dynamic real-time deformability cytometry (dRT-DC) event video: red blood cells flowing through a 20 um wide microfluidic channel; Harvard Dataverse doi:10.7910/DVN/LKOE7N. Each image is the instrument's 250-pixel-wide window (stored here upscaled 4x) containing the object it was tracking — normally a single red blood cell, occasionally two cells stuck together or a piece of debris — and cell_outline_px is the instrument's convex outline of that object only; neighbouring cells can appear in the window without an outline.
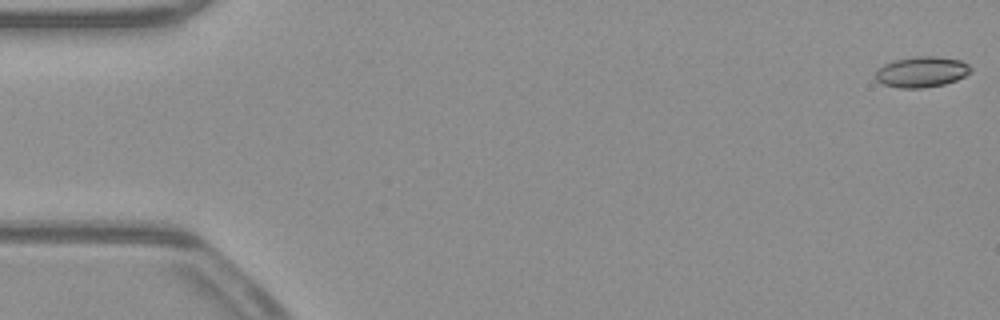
{"species": "common noctule bat (a hibernating species)", "species_latin": "Nyctalus noctula", "temperature_condition": "warm", "stored_images_in_passage": 53, "camera_frame_rate_fps": 3000, "um_per_image_px": 0.085, "animal": {"sex": "male", "body_mass_g": 23.1, "forearm_length_mm": 52.7}, "frame": {"image": 1, "passage_image": 1, "time_ms": 0.0, "image_size_px": [1000, 320], "cell_outline_px": [[972, 72], [956, 80], [944, 84], [924, 88], [900, 88], [884, 84], [876, 80], [876, 72], [884, 64], [892, 60], [916, 56], [936, 56], [960, 60], [968, 64], [972, 68]], "centroid_in_image_um": [78.36, 6.1], "position_along_channel_um": 6.6, "area_um2": 17.05}}
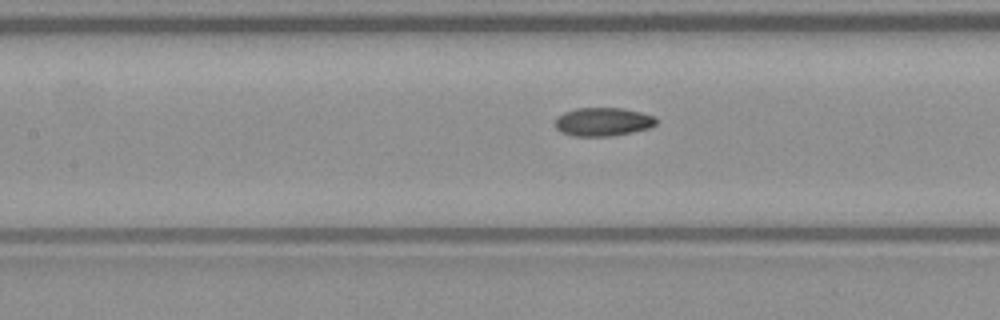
{"frame": {"image": 2, "passage_image": 24, "time_ms": 7.667, "image_size_px": [1000, 320], "cell_outline_px": [[656, 124], [648, 128], [632, 132], [612, 136], [572, 136], [560, 132], [556, 128], [556, 116], [564, 112], [576, 108], [624, 108], [656, 116]], "centroid_in_image_um": [51.24, 10.35], "position_along_channel_um": 156.2, "area_um2": 16.88}}
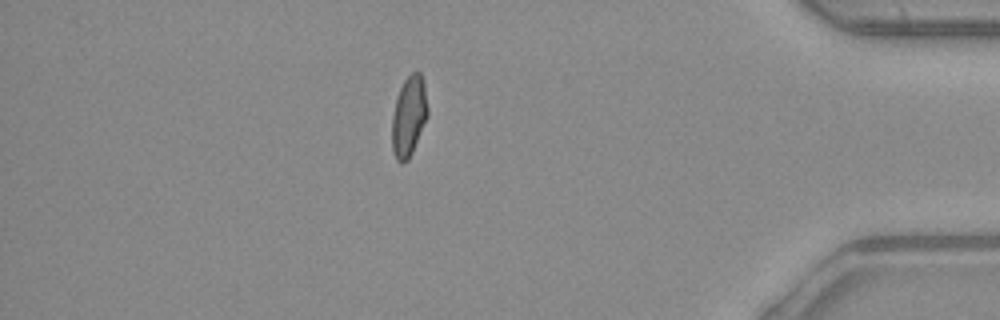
{"frame": {"image": 3, "passage_image": 46, "time_ms": 15.0, "image_size_px": [1000, 320], "cell_outline_px": [[428, 116], [412, 152], [408, 160], [404, 164], [400, 164], [396, 160], [392, 148], [392, 116], [396, 100], [400, 88], [404, 80], [412, 72], [420, 72], [424, 84], [428, 108]], "centroid_in_image_um": [34.75, 9.91], "position_along_channel_um": 400.5, "area_um2": 16.7}, "authors_computed_cell_mechanics": {"area_um2": 16.7042, "velocity_mm_per_s": 3.9251, "shape_relaxation_time_tau1_ms": 6.6596, "shape_relaxation_time_tau2_ms": 2.2241, "deformation_change_tau1": 0.1562, "deformation_change_tau2": 0.0666}}